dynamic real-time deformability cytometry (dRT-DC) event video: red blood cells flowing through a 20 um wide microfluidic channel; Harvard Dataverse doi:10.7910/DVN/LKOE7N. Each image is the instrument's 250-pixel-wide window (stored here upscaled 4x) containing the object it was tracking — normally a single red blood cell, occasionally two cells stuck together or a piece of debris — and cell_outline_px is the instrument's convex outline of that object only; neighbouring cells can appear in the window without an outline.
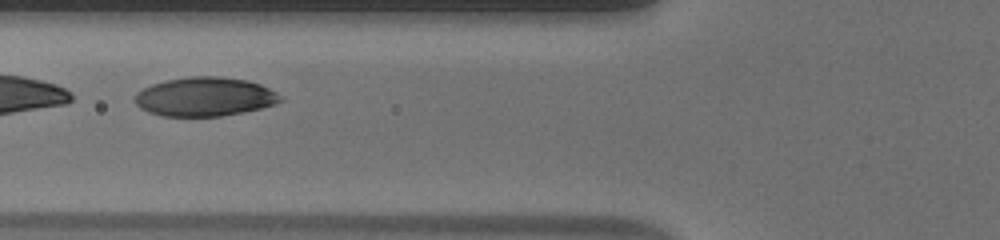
{"species": "human", "species_latin": "Homo sapiens", "temperature_condition": "warm", "stored_images_in_passage": 37, "segment_of_instrument_passage": [2, 2], "camera_frame_rate_fps": 3000, "um_per_image_px": 0.085, "donor": {"sex": "male"}, "frame": {"image": 1, "passage_image": 13, "time_ms": 4.0, "image_size_px": [1000, 240], "cell_outline_px": [[284, 100], [276, 104], [260, 108], [220, 116], [164, 116], [148, 112], [140, 108], [136, 104], [136, 92], [152, 84], [168, 80], [192, 76], [220, 76], [248, 80], [260, 84], [276, 92]], "centroid_in_image_um": [17.42, 8.22], "position_along_channel_um": 108.4, "area_um2": 32.89}}
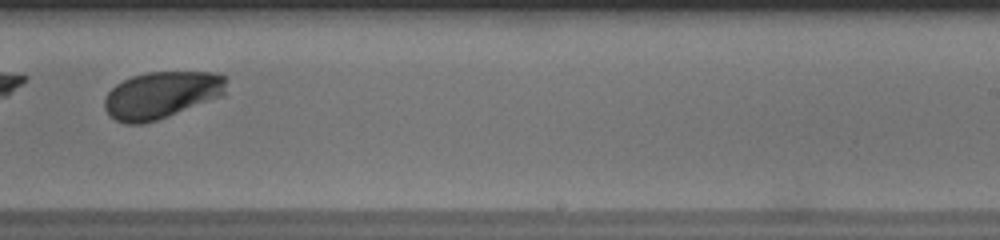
{"frame": {"image": 2, "passage_image": 26, "time_ms": 8.333, "image_size_px": [1000, 240], "cell_outline_px": [[224, 96], [156, 120], [144, 124], [124, 124], [116, 120], [104, 108], [104, 100], [108, 92], [116, 84], [132, 76], [148, 72], [220, 72], [224, 76]], "centroid_in_image_um": [13.72, 8.07], "position_along_channel_um": 275.3, "area_um2": 33.23}}
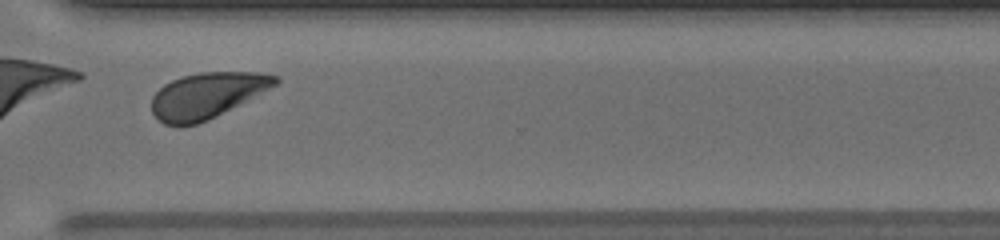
{"frame": {"image": 3, "passage_image": 32, "time_ms": 10.333, "image_size_px": [1000, 240], "cell_outline_px": [[280, 80], [276, 84], [208, 120], [196, 124], [180, 128], [164, 124], [152, 112], [152, 96], [164, 84], [172, 80], [184, 76], [200, 72], [260, 72], [280, 76]], "centroid_in_image_um": [17.55, 8.12], "position_along_channel_um": 353.0, "area_um2": 32.66}}